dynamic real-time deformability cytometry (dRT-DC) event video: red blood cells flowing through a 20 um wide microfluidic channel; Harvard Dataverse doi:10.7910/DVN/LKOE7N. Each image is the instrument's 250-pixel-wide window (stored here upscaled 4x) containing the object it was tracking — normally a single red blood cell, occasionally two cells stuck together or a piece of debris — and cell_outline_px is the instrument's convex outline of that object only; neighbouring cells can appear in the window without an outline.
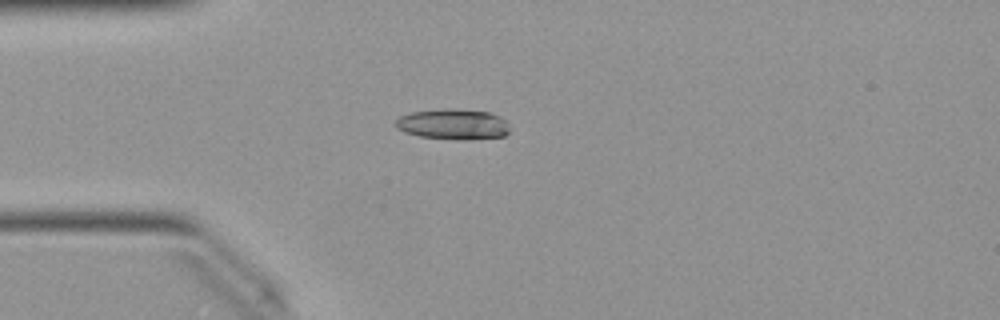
{"species": "Egyptian fruit bat (a non-hibernating species)", "species_latin": "Rousettus aegyptiacus", "temperature_condition": "warm", "stored_images_in_passage": 38, "camera_frame_rate_fps": 3000, "um_per_image_px": 0.085, "animal": {"sex": "female"}, "frame": {"image": 1, "passage_image": 1, "time_ms": 0.0, "image_size_px": [1000, 320], "cell_outline_px": [[508, 132], [504, 136], [468, 140], [456, 140], [420, 136], [404, 132], [396, 128], [396, 120], [400, 116], [412, 112], [448, 108], [488, 112], [500, 116], [504, 120], [508, 128]], "centroid_in_image_um": [38.5, 10.57], "position_along_channel_um": 46.5, "area_um2": 20.23}}
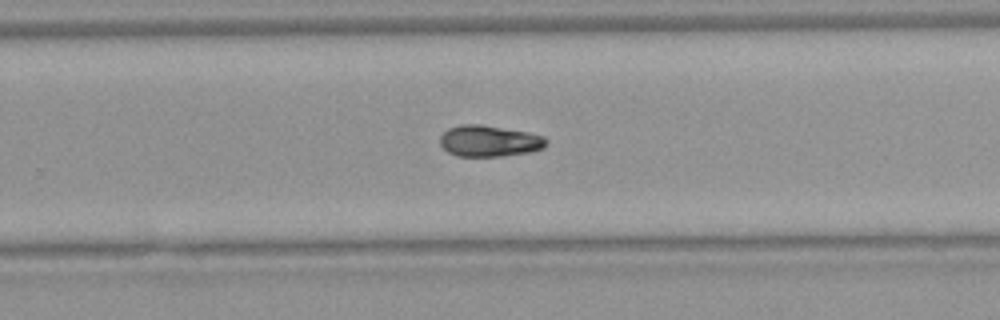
{"frame": {"image": 2, "passage_image": 20, "time_ms": 6.333, "image_size_px": [1000, 320], "cell_outline_px": [[548, 140], [544, 148], [532, 152], [500, 156], [456, 156], [448, 152], [440, 144], [440, 136], [448, 128], [464, 124], [480, 124], [528, 132], [544, 136]], "centroid_in_image_um": [41.61, 11.99], "position_along_channel_um": 288.2, "area_um2": 19.42}}
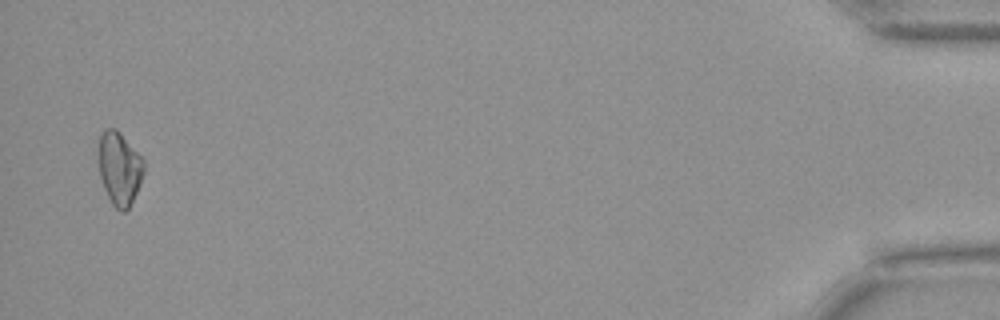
{"frame": {"image": 3, "passage_image": 37, "time_ms": 12.0, "image_size_px": [1000, 320], "cell_outline_px": [[144, 172], [140, 184], [128, 208], [124, 212], [120, 212], [112, 204], [104, 188], [100, 176], [100, 136], [108, 128], [116, 128], [120, 132], [144, 160]], "centroid_in_image_um": [10.18, 14.33], "position_along_channel_um": 425.0, "area_um2": 18.84}, "authors_computed_cell_mechanics": {"area_um2": 19.1896, "velocity_mm_per_s": 4.0416, "shape_relaxation_time_tau1_ms": null, "shape_relaxation_time_tau2_ms": 3.8247, "deformation_change_tau1": null, "deformation_change_tau2": 0.0939}}